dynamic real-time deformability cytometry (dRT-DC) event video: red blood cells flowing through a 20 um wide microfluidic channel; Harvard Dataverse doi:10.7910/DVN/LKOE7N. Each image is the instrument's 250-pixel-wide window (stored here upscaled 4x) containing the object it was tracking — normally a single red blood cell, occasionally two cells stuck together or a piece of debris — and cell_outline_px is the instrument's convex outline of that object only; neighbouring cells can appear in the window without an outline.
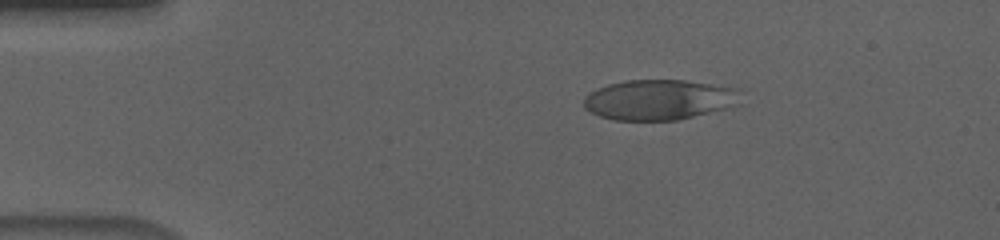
{"species": "human", "species_latin": "Homo sapiens", "temperature_condition": "cold", "stored_images_in_passage": 47, "camera_frame_rate_fps": 3000, "um_per_image_px": 0.085, "donor": {"sex": "male"}, "frame": {"image": 1, "passage_image": 1, "time_ms": 0.0, "image_size_px": [1000, 240], "cell_outline_px": [[740, 104], [732, 108], [676, 120], [616, 120], [600, 116], [584, 108], [584, 96], [588, 92], [596, 88], [608, 84], [624, 80], [684, 80], [740, 88]], "centroid_in_image_um": [56.07, 8.47], "position_along_channel_um": 28.9, "area_um2": 37.34}}
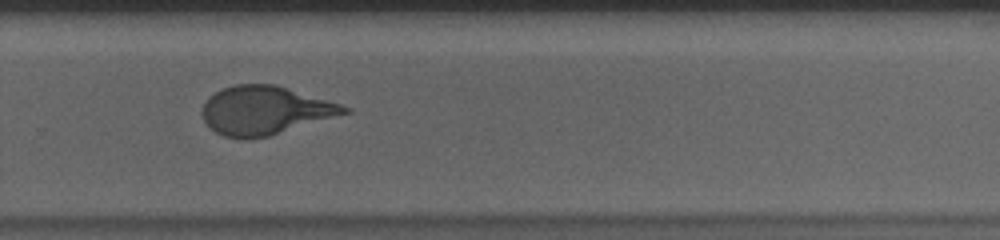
{"frame": {"image": 2, "passage_image": 29, "time_ms": 9.333, "image_size_px": [1000, 240], "cell_outline_px": [[352, 112], [268, 136], [224, 136], [216, 132], [204, 120], [200, 112], [208, 96], [224, 88], [236, 84], [272, 84], [340, 104], [352, 108]], "centroid_in_image_um": [22.53, 9.36], "position_along_channel_um": 307.3, "area_um2": 39.19}}
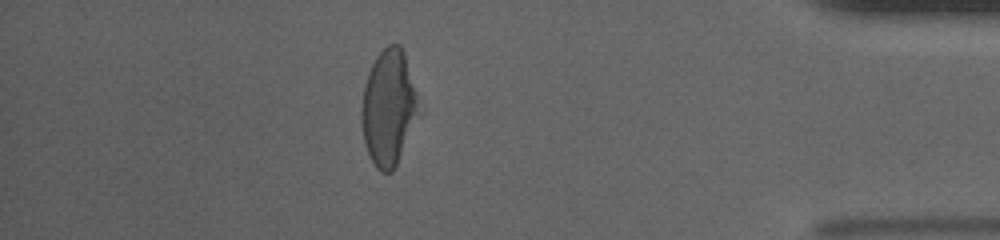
{"frame": {"image": 3, "passage_image": 40, "time_ms": 13.0, "image_size_px": [1000, 240], "cell_outline_px": [[420, 116], [392, 172], [380, 172], [376, 168], [364, 144], [360, 120], [360, 112], [364, 88], [368, 72], [376, 56], [388, 44], [400, 44], [404, 52], [416, 96]], "centroid_in_image_um": [33.01, 9.18], "position_along_channel_um": 402.2, "area_um2": 38.38}, "authors_computed_cell_mechanics": {"area_um2": 39.9976, "velocity_mm_per_s": 3.6464, "shape_relaxation_time_tau1_ms": 4.7211, "shape_relaxation_time_tau2_ms": null, "deformation_change_tau1": 0.1823, "deformation_change_tau2": null}}